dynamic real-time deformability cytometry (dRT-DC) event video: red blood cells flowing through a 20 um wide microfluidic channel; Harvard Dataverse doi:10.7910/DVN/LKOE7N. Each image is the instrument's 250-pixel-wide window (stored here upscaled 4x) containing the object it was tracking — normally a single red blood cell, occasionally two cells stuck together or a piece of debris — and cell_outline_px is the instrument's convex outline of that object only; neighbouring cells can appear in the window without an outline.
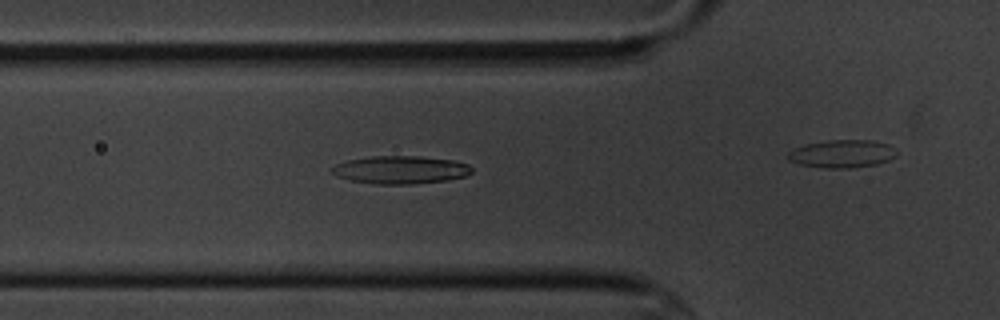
{"species": "common noctule bat (a hibernating species)", "species_latin": "Nyctalus noctula", "temperature_condition": "cold", "stored_images_in_passage": 16, "camera_frame_rate_fps": 3000, "um_per_image_px": 0.085, "animal": {"sex": "male", "body_mass_g": 20.1, "forearm_length_mm": 53.5}, "frame": {"image": 1, "passage_image": 5, "time_ms": 5.333, "image_size_px": [1000, 320], "cell_outline_px": [[472, 172], [464, 176], [448, 180], [408, 184], [376, 184], [348, 180], [336, 176], [332, 172], [332, 168], [336, 164], [348, 160], [372, 156], [420, 156], [452, 160], [468, 164], [472, 168]], "centroid_in_image_um": [34.03, 14.43], "position_along_channel_um": 91.8, "area_um2": 22.66}}
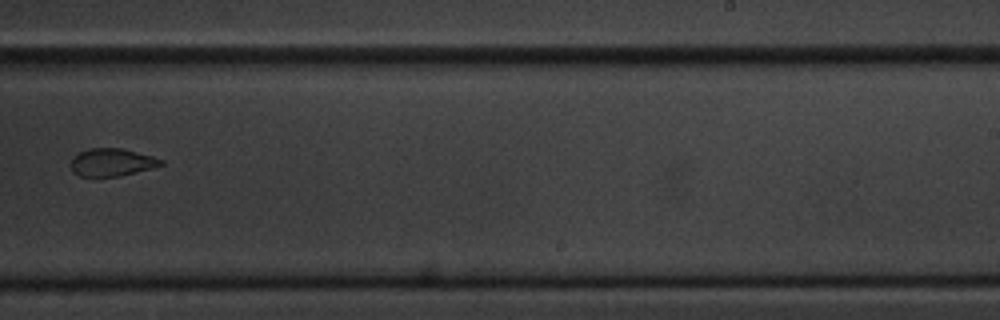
{"frame": {"image": 2, "passage_image": 10, "time_ms": 12.0, "image_size_px": [1000, 320], "cell_outline_px": [[164, 164], [152, 168], [120, 176], [80, 176], [72, 172], [68, 164], [72, 156], [88, 148], [120, 148], [152, 156], [164, 160]], "centroid_in_image_um": [9.45, 13.79], "position_along_channel_um": 279.6, "area_um2": 14.68}}
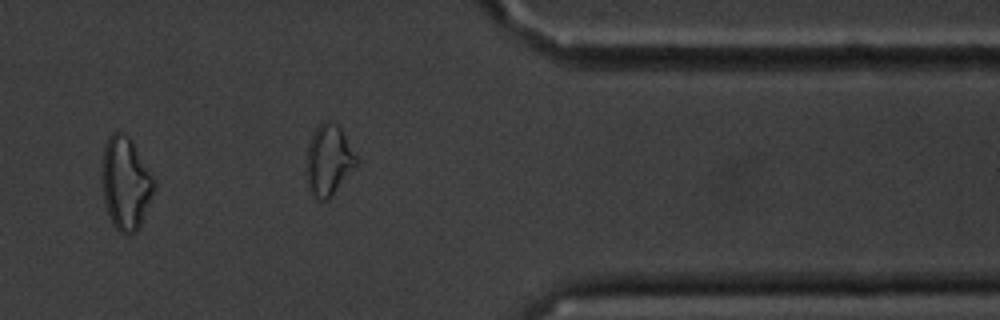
{"frame": {"image": 3, "passage_image": 13, "time_ms": 15.333, "image_size_px": [1000, 320], "cell_outline_px": [[156, 188], [140, 224], [136, 232], [120, 232], [112, 224], [104, 200], [100, 180], [104, 144], [108, 136], [112, 132], [124, 132], [132, 140], [156, 180]], "centroid_in_image_um": [10.67, 15.52], "position_along_channel_um": 400.7, "area_um2": 28.5}, "authors_computed_cell_mechanics": {"area_um2": 21.6461, "velocity_mm_per_s": 3.4548, "shape_relaxation_time_tau1_ms": null, "shape_relaxation_time_tau2_ms": 4.6282, "deformation_change_tau1": null, "deformation_change_tau2": 0.1107}}